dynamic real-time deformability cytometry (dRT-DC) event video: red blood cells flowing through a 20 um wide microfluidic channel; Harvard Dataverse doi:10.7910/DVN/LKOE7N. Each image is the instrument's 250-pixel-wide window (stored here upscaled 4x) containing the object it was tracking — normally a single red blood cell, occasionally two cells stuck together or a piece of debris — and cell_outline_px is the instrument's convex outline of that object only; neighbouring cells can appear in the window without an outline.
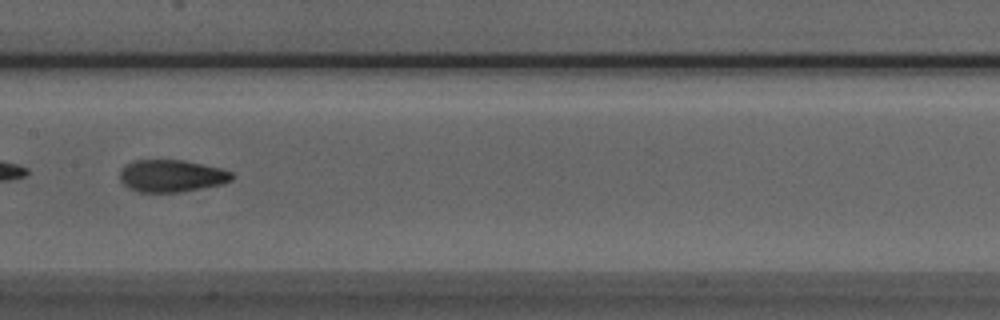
{"species": "Egyptian fruit bat (a non-hibernating species)", "species_latin": "Rousettus aegyptiacus", "temperature_condition": "room temperature", "stored_images_in_passage": 7, "camera_frame_rate_fps": 3000, "um_per_image_px": 0.085, "animal": {"sex": "male"}, "frame": {"image": 1, "passage_image": 7, "time_ms": 2.0, "image_size_px": [1000, 320], "cell_outline_px": [[232, 180], [224, 184], [180, 192], [140, 192], [128, 188], [120, 180], [120, 172], [124, 164], [136, 160], [184, 160], [220, 168], [232, 172]], "centroid_in_image_um": [14.57, 14.95], "position_along_channel_um": 192.8, "area_um2": 21.1}}